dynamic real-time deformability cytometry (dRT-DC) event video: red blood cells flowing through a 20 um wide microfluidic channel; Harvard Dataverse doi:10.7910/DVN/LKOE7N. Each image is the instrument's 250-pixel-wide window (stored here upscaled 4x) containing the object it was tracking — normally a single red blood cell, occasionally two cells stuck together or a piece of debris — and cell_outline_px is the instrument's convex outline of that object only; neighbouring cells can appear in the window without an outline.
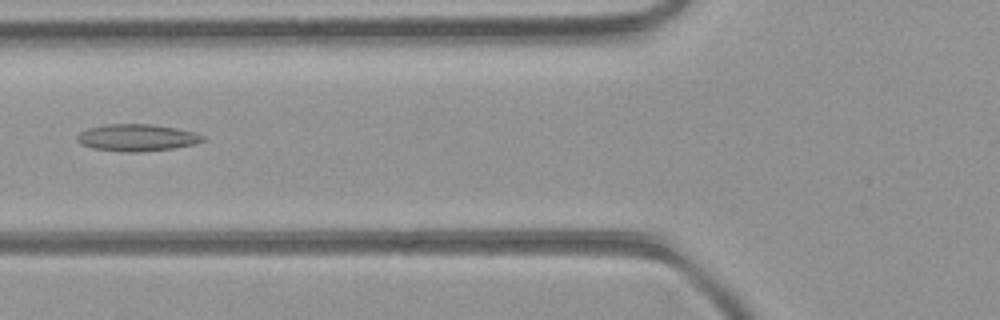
{"species": "common noctule bat (a hibernating species)", "species_latin": "Nyctalus noctula", "temperature_condition": "room temperature", "stored_images_in_passage": 40, "camera_frame_rate_fps": 3000, "um_per_image_px": 0.085, "animal": {"sex": "female", "body_mass_g": 21.9}, "frame": {"image": 1, "passage_image": 10, "time_ms": 3.0, "image_size_px": [1000, 320], "cell_outline_px": [[208, 140], [196, 144], [172, 148], [140, 152], [124, 152], [92, 148], [80, 144], [76, 140], [76, 136], [80, 132], [88, 128], [104, 124], [148, 124], [176, 128], [196, 132], [204, 136]], "centroid_in_image_um": [11.65, 11.7], "position_along_channel_um": 114.2, "area_um2": 19.94}}
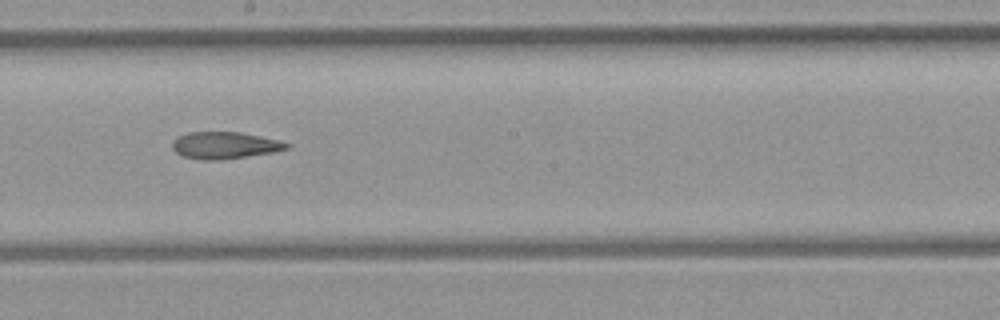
{"frame": {"image": 2, "passage_image": 18, "time_ms": 5.667, "image_size_px": [1000, 320], "cell_outline_px": [[292, 144], [288, 148], [276, 152], [220, 160], [200, 160], [184, 156], [176, 152], [172, 148], [172, 144], [180, 136], [188, 132], [240, 132], [280, 140]], "centroid_in_image_um": [19.16, 12.36], "position_along_channel_um": 229.0, "area_um2": 17.92}}
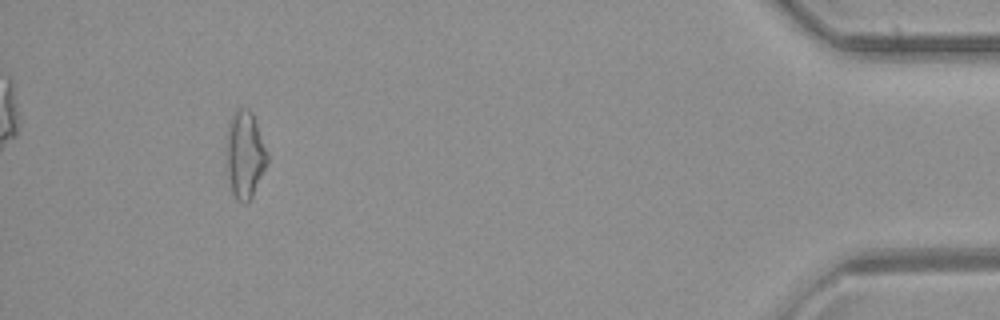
{"frame": {"image": 3, "passage_image": 36, "time_ms": 11.667, "image_size_px": [1000, 320], "cell_outline_px": [[268, 160], [252, 196], [244, 204], [236, 200], [232, 192], [228, 176], [228, 124], [232, 112], [236, 108], [248, 108], [252, 112], [268, 156]], "centroid_in_image_um": [20.81, 13.12], "position_along_channel_um": 414.4, "area_um2": 20.17}, "authors_computed_cell_mechanics": {"area_um2": 18.9006, "velocity_mm_per_s": 4.2978, "shape_relaxation_time_tau1_ms": null, "shape_relaxation_time_tau2_ms": 6.143, "deformation_change_tau1": null, "deformation_change_tau2": 0.1872}}